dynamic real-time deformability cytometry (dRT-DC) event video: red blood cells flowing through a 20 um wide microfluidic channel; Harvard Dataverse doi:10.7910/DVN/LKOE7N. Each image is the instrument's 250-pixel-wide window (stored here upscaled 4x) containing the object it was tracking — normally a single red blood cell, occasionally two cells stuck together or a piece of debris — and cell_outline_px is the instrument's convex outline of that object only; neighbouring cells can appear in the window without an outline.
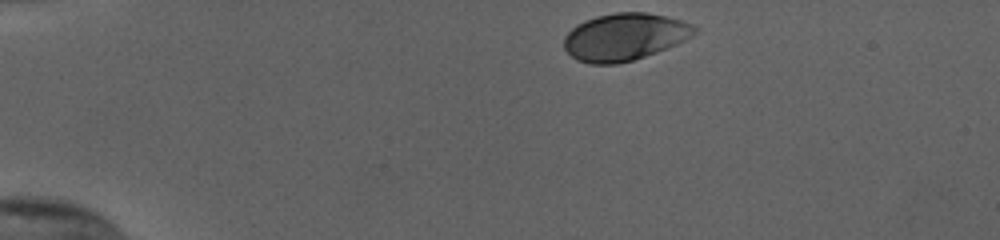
{"species": "human", "species_latin": "Homo sapiens", "temperature_condition": "cold", "stored_images_in_passage": 36, "camera_frame_rate_fps": 3000, "um_per_image_px": 0.085, "donor": {"sex": "female"}, "frame": {"image": 1, "passage_image": 1, "time_ms": 0.0, "image_size_px": [1000, 240], "cell_outline_px": [[700, 28], [696, 32], [684, 40], [676, 44], [656, 52], [632, 60], [616, 64], [588, 64], [576, 60], [564, 48], [564, 36], [576, 24], [584, 20], [596, 16], [616, 12], [644, 12], [664, 16], [680, 20], [692, 24]], "centroid_in_image_um": [53.06, 3.13], "position_along_channel_um": 31.9, "area_um2": 35.84}}
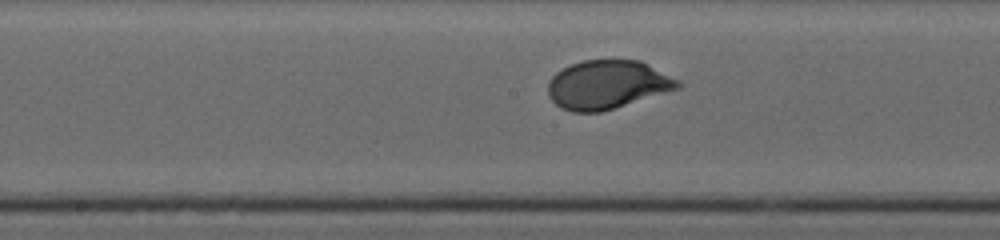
{"frame": {"image": 2, "passage_image": 20, "time_ms": 6.333, "image_size_px": [1000, 240], "cell_outline_px": [[684, 84], [680, 88], [600, 112], [572, 112], [560, 108], [552, 100], [548, 92], [548, 84], [552, 76], [556, 72], [572, 64], [584, 60], [640, 60], [680, 80]], "centroid_in_image_um": [51.64, 7.19], "position_along_channel_um": 196.6, "area_um2": 36.7}}
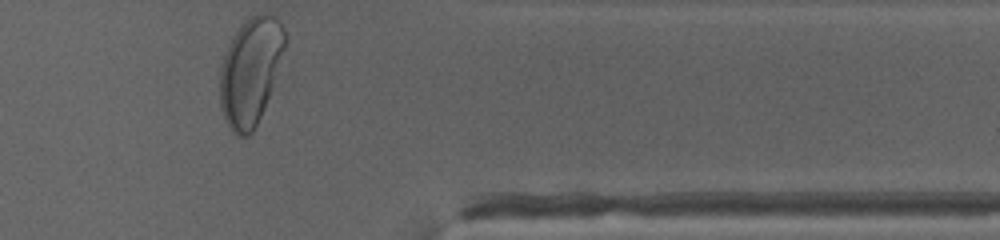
{"frame": {"image": 3, "passage_image": 36, "time_ms": 11.667, "image_size_px": [1000, 240], "cell_outline_px": [[288, 40], [268, 96], [260, 116], [252, 132], [248, 136], [236, 136], [232, 132], [220, 108], [220, 68], [228, 44], [232, 36], [244, 20], [256, 12], [260, 12], [272, 16], [280, 20], [288, 36]], "centroid_in_image_um": [21.29, 6.0], "position_along_channel_um": 390.1, "area_um2": 40.63}, "authors_computed_cell_mechanics": {"area_um2": 36.703, "velocity_mm_per_s": 3.8049, "shape_relaxation_time_tau1_ms": 2.9142, "shape_relaxation_time_tau2_ms": null, "deformation_change_tau1": 0.1569, "deformation_change_tau2": null}}